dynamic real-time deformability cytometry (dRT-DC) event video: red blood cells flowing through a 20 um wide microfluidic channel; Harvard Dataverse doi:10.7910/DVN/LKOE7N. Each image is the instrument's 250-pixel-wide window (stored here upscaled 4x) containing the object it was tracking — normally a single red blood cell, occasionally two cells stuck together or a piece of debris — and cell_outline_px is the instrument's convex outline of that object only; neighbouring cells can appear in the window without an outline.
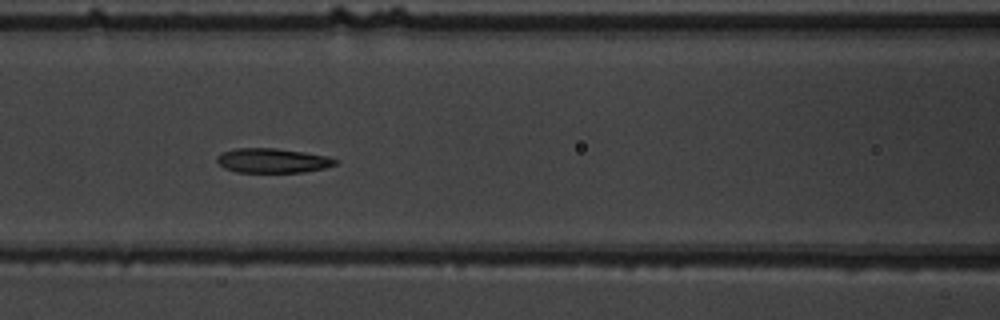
{"species": "common noctule bat (a hibernating species)", "species_latin": "Nyctalus noctula", "temperature_condition": "warm", "stored_images_in_passage": 16, "segment_of_instrument_passage": [1, 2], "camera_frame_rate_fps": 3000, "um_per_image_px": 0.085, "animal": {"sex": "male", "body_mass_g": 19.5, "forearm_length_mm": 54.6}, "frame": {"image": 1, "passage_image": 7, "time_ms": 7.667, "image_size_px": [1000, 320], "cell_outline_px": [[340, 160], [336, 164], [324, 168], [304, 172], [236, 172], [224, 168], [216, 160], [216, 156], [220, 152], [236, 148], [276, 148], [304, 152], [328, 156]], "centroid_in_image_um": [23.16, 13.64], "position_along_channel_um": 143.4, "area_um2": 17.05}}
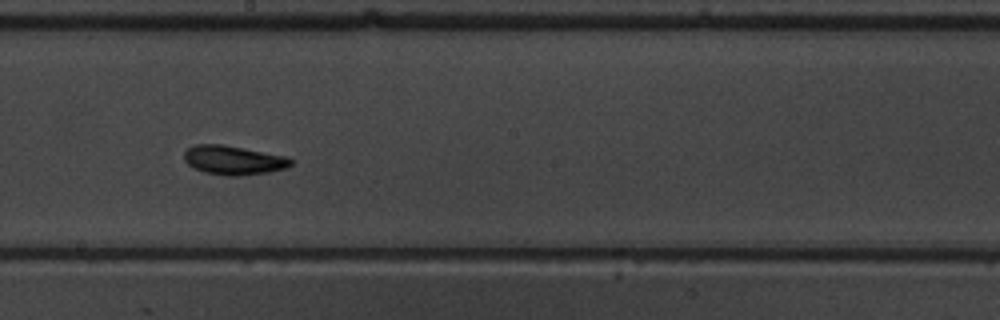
{"frame": {"image": 2, "passage_image": 9, "time_ms": 10.0, "image_size_px": [1000, 320], "cell_outline_px": [[292, 164], [288, 168], [268, 172], [240, 176], [228, 176], [204, 172], [188, 164], [184, 160], [184, 152], [188, 148], [196, 144], [224, 144], [288, 156], [292, 160]], "centroid_in_image_um": [19.88, 13.61], "position_along_channel_um": 228.3, "area_um2": 18.26}}
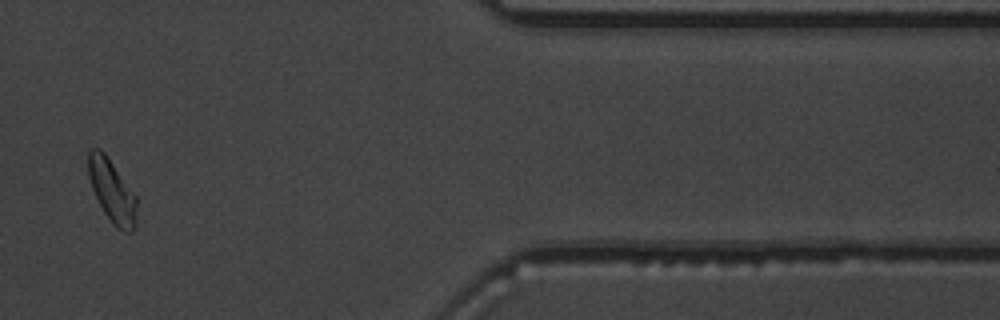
{"frame": {"image": 3, "passage_image": 13, "time_ms": 15.667, "image_size_px": [1000, 320], "cell_outline_px": [[136, 224], [132, 232], [124, 232], [116, 228], [112, 224], [104, 212], [92, 188], [88, 176], [88, 152], [92, 148], [100, 148], [104, 152], [136, 196]], "centroid_in_image_um": [9.52, 16.26], "position_along_channel_um": 401.9, "area_um2": 17.57}}